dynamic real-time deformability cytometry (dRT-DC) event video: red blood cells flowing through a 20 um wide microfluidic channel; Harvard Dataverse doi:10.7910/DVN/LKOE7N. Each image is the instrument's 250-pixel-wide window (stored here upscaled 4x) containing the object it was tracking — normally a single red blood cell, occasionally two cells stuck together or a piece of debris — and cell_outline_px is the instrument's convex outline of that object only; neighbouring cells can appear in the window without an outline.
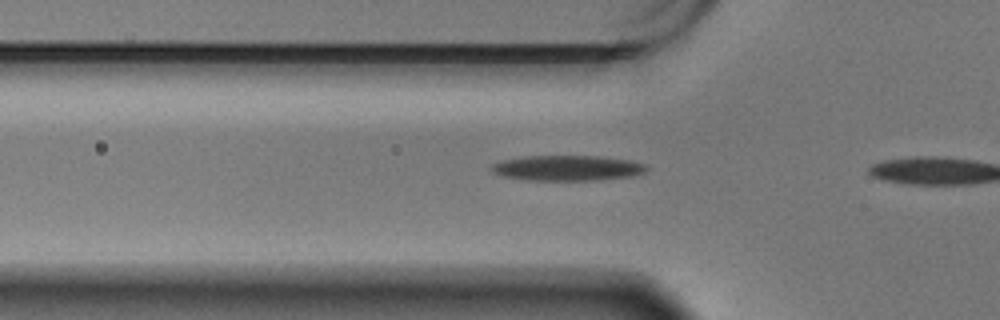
{"species": "Egyptian fruit bat (a non-hibernating species)", "species_latin": "Rousettus aegyptiacus", "temperature_condition": "warm", "stored_images_in_passage": 7, "camera_frame_rate_fps": 3000, "um_per_image_px": 0.085, "animal": {"sex": "male"}, "frame": {"image": 1, "passage_image": 6, "time_ms": 1.667, "image_size_px": [1000, 320], "cell_outline_px": [[648, 168], [644, 172], [632, 176], [596, 180], [528, 180], [500, 176], [492, 172], [492, 164], [504, 160], [528, 156], [600, 156], [632, 160], [644, 164]], "centroid_in_image_um": [48.24, 14.28], "position_along_channel_um": 77.6, "area_um2": 22.83}}